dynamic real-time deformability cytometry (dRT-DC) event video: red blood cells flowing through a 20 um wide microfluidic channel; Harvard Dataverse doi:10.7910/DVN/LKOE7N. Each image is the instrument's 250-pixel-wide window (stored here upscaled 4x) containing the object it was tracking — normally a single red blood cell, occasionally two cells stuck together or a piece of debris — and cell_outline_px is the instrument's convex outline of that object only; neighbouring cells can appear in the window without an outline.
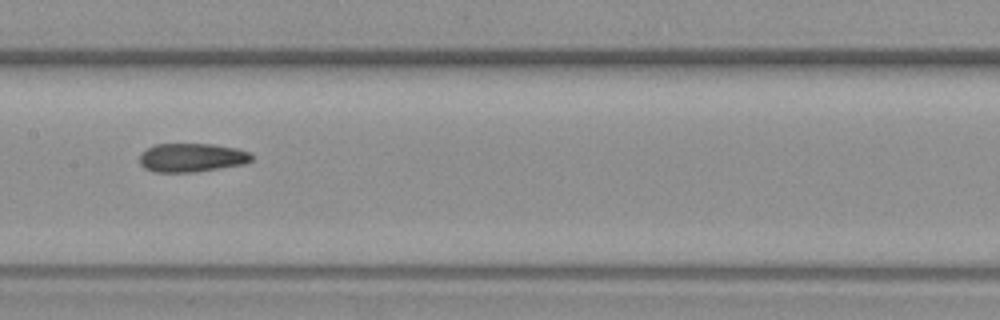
{"species": "common noctule bat (a hibernating species)", "species_latin": "Nyctalus noctula", "temperature_condition": "warm", "stored_images_in_passage": 18, "camera_frame_rate_fps": 3000, "um_per_image_px": 0.085, "animal": {"sex": "female", "body_mass_g": 19.3, "forearm_length_mm": 54.1}, "frame": {"image": 1, "passage_image": 11, "time_ms": 13.0, "image_size_px": [1000, 320], "cell_outline_px": [[252, 160], [244, 164], [220, 168], [192, 172], [152, 172], [144, 168], [140, 164], [140, 156], [148, 148], [156, 144], [212, 144], [236, 148], [248, 152], [252, 156]], "centroid_in_image_um": [16.29, 13.4], "position_along_channel_um": 191.1, "area_um2": 18.61}}
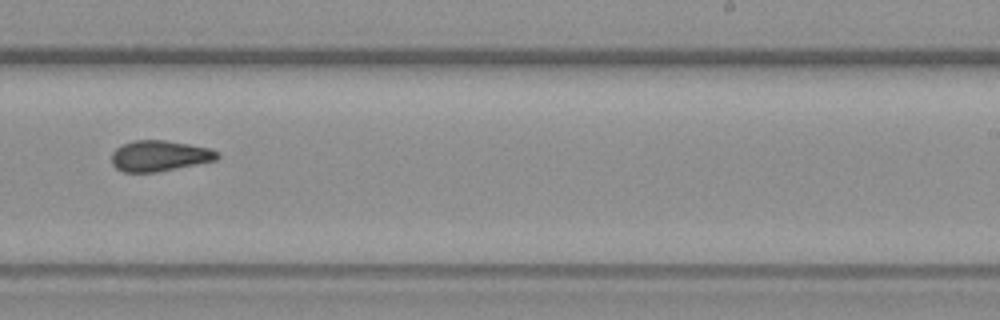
{"frame": {"image": 2, "passage_image": 13, "time_ms": 15.333, "image_size_px": [1000, 320], "cell_outline_px": [[220, 156], [216, 160], [156, 172], [124, 172], [116, 168], [112, 164], [112, 152], [116, 148], [124, 144], [136, 140], [164, 140], [188, 144], [208, 148], [216, 152]], "centroid_in_image_um": [13.53, 13.25], "position_along_channel_um": 275.5, "area_um2": 18.67}}